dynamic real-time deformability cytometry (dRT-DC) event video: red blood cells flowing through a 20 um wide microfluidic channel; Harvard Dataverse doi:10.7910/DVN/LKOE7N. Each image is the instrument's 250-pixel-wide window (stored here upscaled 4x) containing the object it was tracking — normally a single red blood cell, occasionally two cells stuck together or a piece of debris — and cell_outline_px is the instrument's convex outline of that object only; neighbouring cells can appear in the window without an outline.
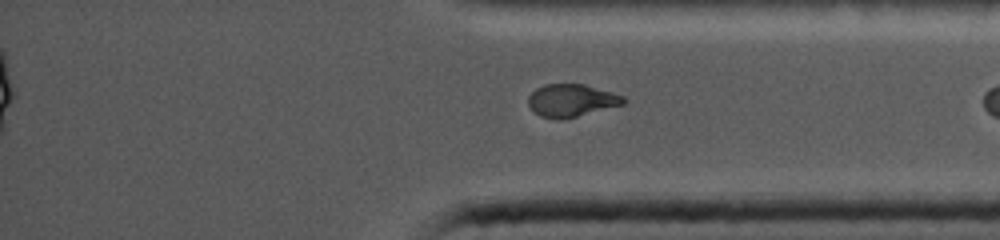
{"species": "common noctule bat (a hibernating species)", "species_latin": "Nyctalus noctula", "temperature_condition": "cold", "stored_images_in_passage": 16, "segment_of_instrument_passage": [2, 2], "camera_frame_rate_fps": 5000, "um_per_image_px": 0.085, "animal": {"sex": "female", "body_mass_g": 19.0, "forearm_length_mm": 56.7}, "frame": {"image": 1, "passage_image": 16, "time_ms": 17.0, "image_size_px": [1000, 240], "cell_outline_px": [[624, 104], [560, 120], [540, 116], [528, 104], [528, 96], [536, 88], [544, 84], [584, 84], [612, 92], [624, 96]], "centroid_in_image_um": [48.55, 8.52], "position_along_channel_um": 386.6, "area_um2": 17.86}}